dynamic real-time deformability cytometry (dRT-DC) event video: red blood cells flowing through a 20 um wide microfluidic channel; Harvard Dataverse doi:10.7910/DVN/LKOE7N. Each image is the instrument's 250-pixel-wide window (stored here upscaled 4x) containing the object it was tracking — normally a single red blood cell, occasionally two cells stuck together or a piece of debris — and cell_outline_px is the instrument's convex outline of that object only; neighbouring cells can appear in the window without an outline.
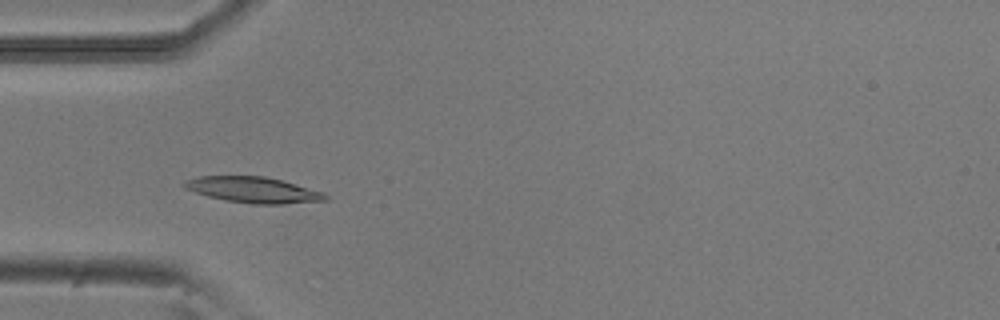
{"species": "common noctule bat (a hibernating species)", "species_latin": "Nyctalus noctula", "temperature_condition": "room temperature", "stored_images_in_passage": 8, "camera_frame_rate_fps": 3000, "um_per_image_px": 0.085, "animal": {"sex": "male", "body_mass_g": 20.5, "forearm_length_mm": 52.5}, "frame": {"image": 1, "passage_image": 4, "time_ms": 1.0, "image_size_px": [1000, 320], "cell_outline_px": [[328, 200], [284, 204], [252, 204], [224, 200], [208, 196], [184, 188], [180, 184], [184, 180], [200, 176], [264, 176], [296, 184], [324, 192], [328, 196]], "centroid_in_image_um": [21.51, 16.14], "position_along_channel_um": 63.5, "area_um2": 21.33}}
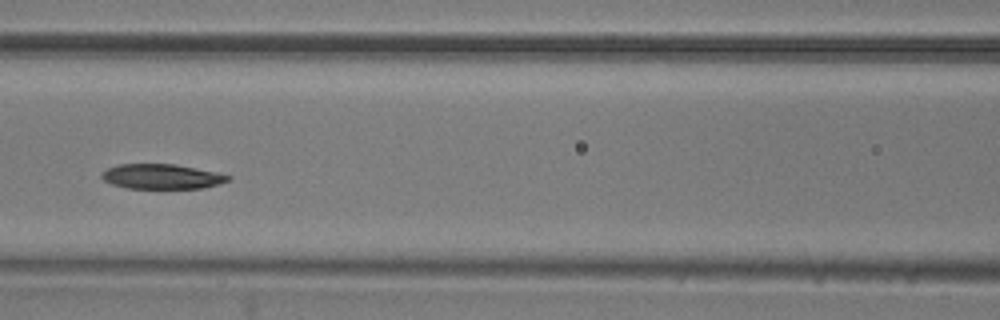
{"frame": {"image": 2, "passage_image": 6, "time_ms": 1.667, "image_size_px": [1000, 320], "cell_outline_px": [[232, 180], [204, 188], [128, 188], [112, 184], [104, 180], [100, 176], [108, 168], [116, 164], [176, 164], [216, 172], [232, 176]], "centroid_in_image_um": [13.78, 15.0], "position_along_channel_um": 152.8, "area_um2": 18.32}}
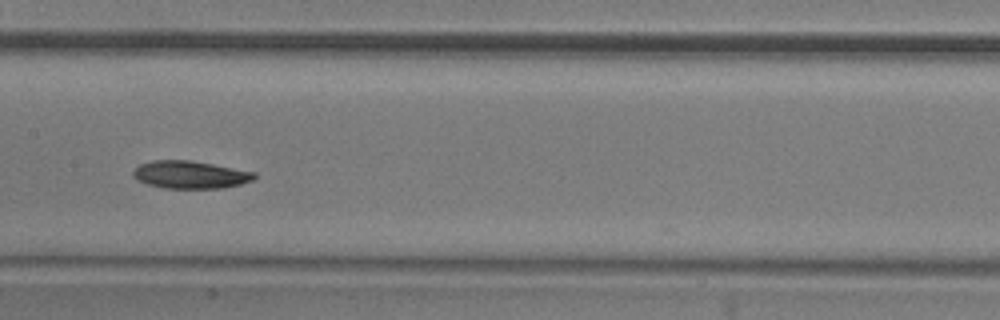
{"frame": {"image": 3, "passage_image": 7, "time_ms": 2.0, "image_size_px": [1000, 320], "cell_outline_px": [[256, 176], [252, 180], [240, 184], [224, 188], [164, 188], [148, 184], [136, 180], [132, 176], [132, 172], [140, 164], [152, 160], [188, 160], [212, 164], [256, 172]], "centroid_in_image_um": [16.15, 14.85], "position_along_channel_um": 191.3, "area_um2": 19.48}}